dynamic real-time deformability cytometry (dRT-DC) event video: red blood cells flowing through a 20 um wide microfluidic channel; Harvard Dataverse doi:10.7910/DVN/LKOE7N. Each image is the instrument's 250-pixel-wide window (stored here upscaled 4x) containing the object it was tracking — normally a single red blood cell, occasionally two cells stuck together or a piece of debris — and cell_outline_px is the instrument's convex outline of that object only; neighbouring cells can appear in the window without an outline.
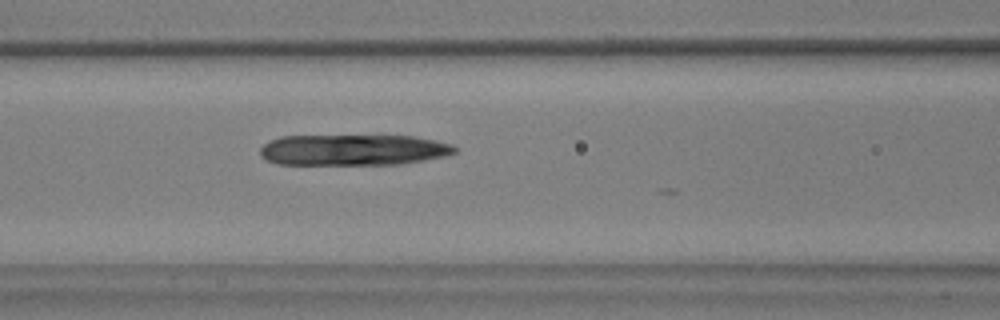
{"species": "common noctule bat (a hibernating species)", "species_latin": "Nyctalus noctula", "temperature_condition": "warm", "stored_images_in_passage": 19, "camera_frame_rate_fps": 3000, "um_per_image_px": 0.085, "animal": {"sex": "male", "body_mass_g": 17.9, "forearm_length_mm": 54.2}, "frame": {"image": 1, "passage_image": 4, "time_ms": 1.0, "image_size_px": [1000, 320], "cell_outline_px": [[456, 152], [444, 156], [424, 160], [400, 164], [276, 164], [260, 156], [260, 148], [268, 140], [280, 136], [412, 136], [452, 144], [456, 148]], "centroid_in_image_um": [29.98, 12.74], "position_along_channel_um": 136.6, "area_um2": 35.03}}